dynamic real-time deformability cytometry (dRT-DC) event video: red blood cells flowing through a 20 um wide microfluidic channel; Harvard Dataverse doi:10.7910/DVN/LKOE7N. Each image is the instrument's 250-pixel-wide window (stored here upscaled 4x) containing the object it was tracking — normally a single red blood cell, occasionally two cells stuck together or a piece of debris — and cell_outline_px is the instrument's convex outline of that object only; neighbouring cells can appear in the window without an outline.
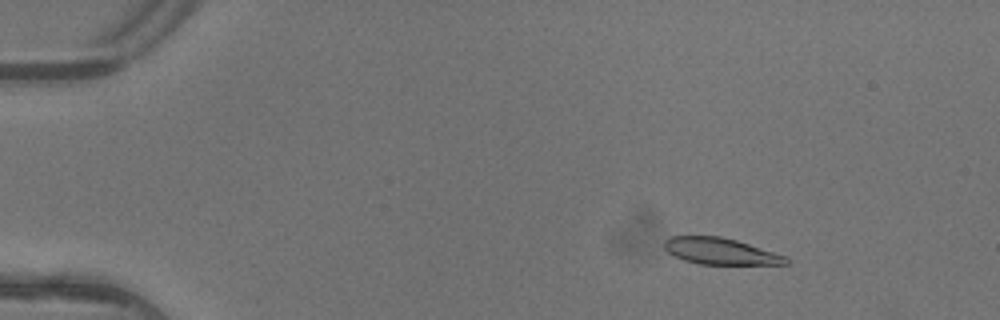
{"species": "common noctule bat (a hibernating species)", "species_latin": "Nyctalus noctula", "temperature_condition": "warm", "stored_images_in_passage": 6, "camera_frame_rate_fps": 3000, "um_per_image_px": 0.085, "animal": {"sex": "female"}, "frame": {"image": 1, "passage_image": 3, "time_ms": 0.667, "image_size_px": [1000, 320], "cell_outline_px": [[788, 264], [700, 264], [684, 260], [668, 252], [664, 248], [664, 240], [672, 236], [720, 236], [736, 240], [788, 256]], "centroid_in_image_um": [61.24, 21.35], "position_along_channel_um": 23.8, "area_um2": 18.67}}
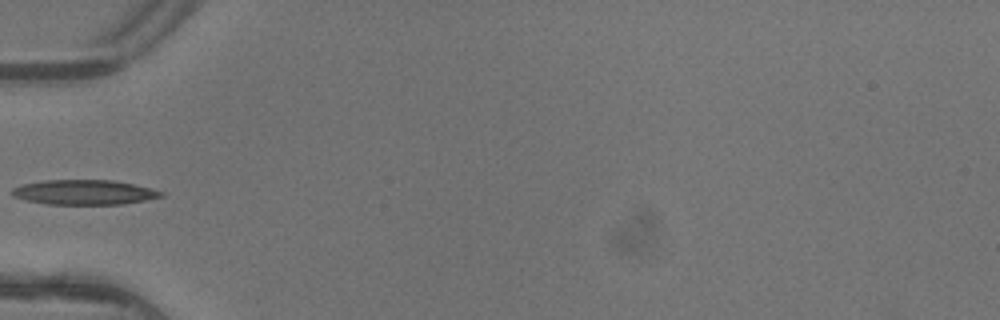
{"frame": {"image": 2, "passage_image": 6, "time_ms": 1.667, "image_size_px": [1000, 320], "cell_outline_px": [[164, 196], [124, 204], [48, 204], [28, 200], [12, 196], [12, 188], [24, 184], [44, 180], [112, 180], [132, 184], [164, 192]], "centroid_in_image_um": [7.15, 16.34], "position_along_channel_um": 77.9, "area_um2": 21.27}}